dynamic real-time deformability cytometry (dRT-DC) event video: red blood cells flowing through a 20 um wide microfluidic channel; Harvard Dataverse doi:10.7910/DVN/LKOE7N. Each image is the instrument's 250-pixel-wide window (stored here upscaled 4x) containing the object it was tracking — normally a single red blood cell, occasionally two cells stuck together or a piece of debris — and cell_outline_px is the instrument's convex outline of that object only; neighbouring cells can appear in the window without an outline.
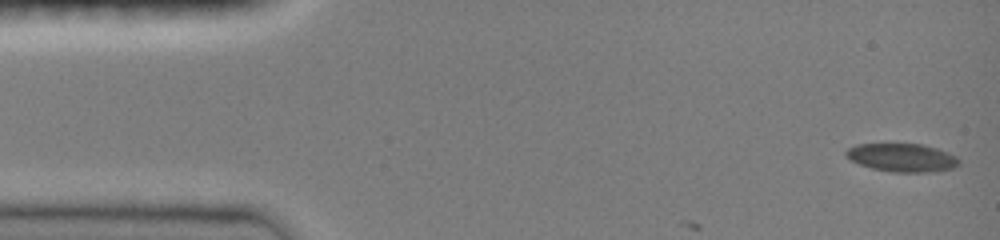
{"species": "common noctule bat (a hibernating species)", "species_latin": "Nyctalus noctula", "temperature_condition": "room temperature", "stored_images_in_passage": 8, "camera_frame_rate_fps": 3000, "um_per_image_px": 0.085, "animal": {"sex": "female", "body_mass_g": 19.0, "forearm_length_mm": 51.5}, "frame": {"image": 1, "passage_image": 1, "time_ms": 0.0, "image_size_px": [1000, 240], "cell_outline_px": [[960, 164], [952, 168], [920, 172], [892, 172], [872, 168], [848, 160], [844, 156], [844, 152], [848, 148], [856, 144], [924, 144], [948, 152], [956, 156], [960, 160]], "centroid_in_image_um": [76.63, 13.38], "position_along_channel_um": 8.4, "area_um2": 18.61}}